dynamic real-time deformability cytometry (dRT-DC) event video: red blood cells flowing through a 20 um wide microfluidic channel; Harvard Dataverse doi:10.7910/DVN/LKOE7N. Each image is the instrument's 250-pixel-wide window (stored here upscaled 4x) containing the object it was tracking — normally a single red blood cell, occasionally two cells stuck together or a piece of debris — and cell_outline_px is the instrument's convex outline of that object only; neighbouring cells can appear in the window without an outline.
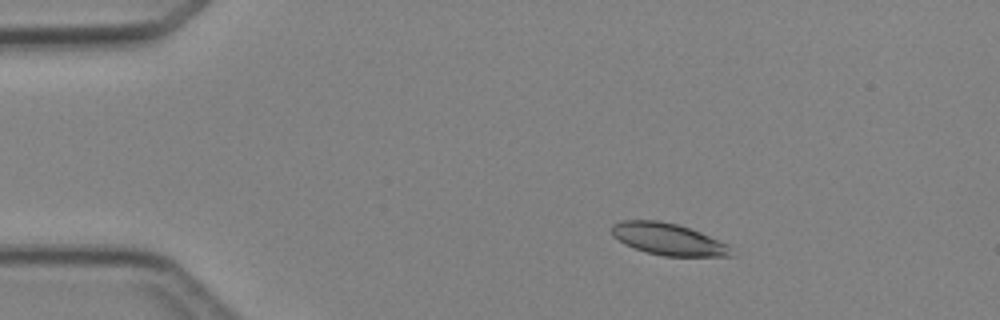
{"species": "Egyptian fruit bat (a non-hibernating species)", "species_latin": "Rousettus aegyptiacus", "temperature_condition": "cold", "stored_images_in_passage": 3, "camera_frame_rate_fps": 3000, "um_per_image_px": 0.085, "animal": {"sex": "female"}, "frame": {"image": 1, "passage_image": 2, "time_ms": 1.0, "image_size_px": [1000, 320], "cell_outline_px": [[736, 256], [664, 256], [648, 252], [624, 244], [612, 236], [612, 224], [620, 220], [656, 220], [676, 224], [700, 232], [728, 244]], "centroid_in_image_um": [56.8, 20.33], "position_along_channel_um": 28.2, "area_um2": 22.08}}